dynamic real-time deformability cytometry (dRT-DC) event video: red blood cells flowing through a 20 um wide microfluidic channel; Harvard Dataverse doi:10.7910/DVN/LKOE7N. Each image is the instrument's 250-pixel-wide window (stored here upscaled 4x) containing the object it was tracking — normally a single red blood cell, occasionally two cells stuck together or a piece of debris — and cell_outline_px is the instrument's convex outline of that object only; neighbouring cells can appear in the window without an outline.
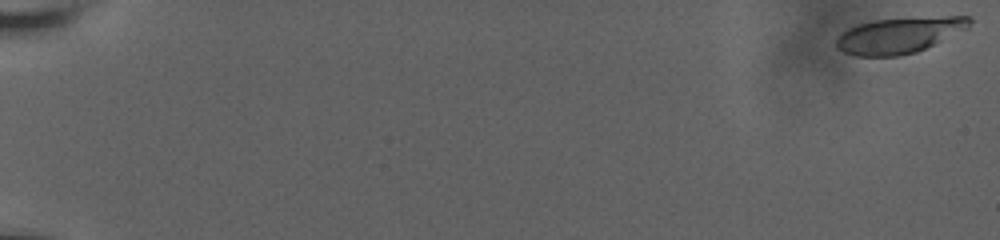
{"species": "human", "species_latin": "Homo sapiens", "temperature_condition": "room temperature", "stored_images_in_passage": 61, "camera_frame_rate_fps": 3000, "um_per_image_px": 0.085, "donor": {"sex": "male"}, "frame": {"image": 1, "passage_image": 1, "time_ms": 0.0, "image_size_px": [1000, 240], "cell_outline_px": [[972, 20], [968, 28], [916, 52], [900, 56], [856, 56], [844, 52], [836, 48], [836, 40], [848, 28], [860, 24], [876, 20], [948, 16], [968, 16]], "centroid_in_image_um": [76.43, 3.0], "position_along_channel_um": 8.6, "area_um2": 27.4}}
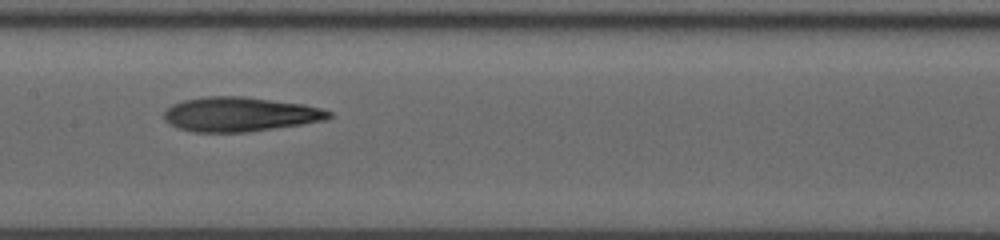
{"frame": {"image": 2, "passage_image": 34, "time_ms": 11.0, "image_size_px": [1000, 240], "cell_outline_px": [[332, 116], [328, 120], [244, 132], [196, 132], [176, 128], [168, 124], [164, 120], [164, 112], [172, 104], [184, 100], [204, 96], [244, 96], [304, 104], [320, 108], [332, 112]], "centroid_in_image_um": [20.37, 9.71], "position_along_channel_um": 187.0, "area_um2": 33.12}}
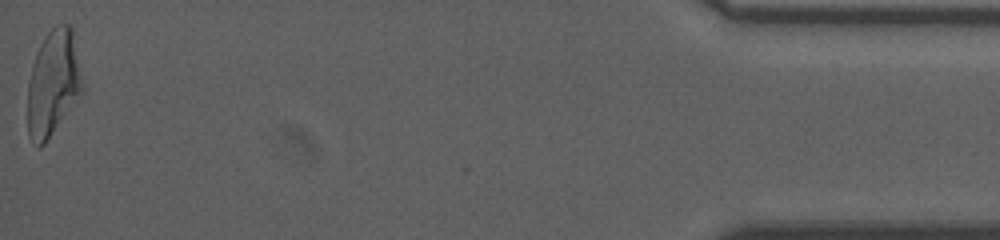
{"frame": {"image": 3, "passage_image": 61, "time_ms": 20.0, "image_size_px": [1000, 240], "cell_outline_px": [[84, 92], [44, 144], [40, 148], [36, 148], [28, 136], [28, 80], [32, 64], [36, 52], [44, 36], [56, 24], [68, 24], [72, 28], [84, 84]], "centroid_in_image_um": [4.52, 7.08], "position_along_channel_um": 430.7, "area_um2": 34.22}, "authors_computed_cell_mechanics": {"area_um2": 31.9056, "velocity_mm_per_s": 3.6484, "shape_relaxation_time_tau1_ms": 6.4272, "shape_relaxation_time_tau2_ms": 3.2119, "deformation_change_tau1": 0.2359, "deformation_change_tau2": 0.1348}}